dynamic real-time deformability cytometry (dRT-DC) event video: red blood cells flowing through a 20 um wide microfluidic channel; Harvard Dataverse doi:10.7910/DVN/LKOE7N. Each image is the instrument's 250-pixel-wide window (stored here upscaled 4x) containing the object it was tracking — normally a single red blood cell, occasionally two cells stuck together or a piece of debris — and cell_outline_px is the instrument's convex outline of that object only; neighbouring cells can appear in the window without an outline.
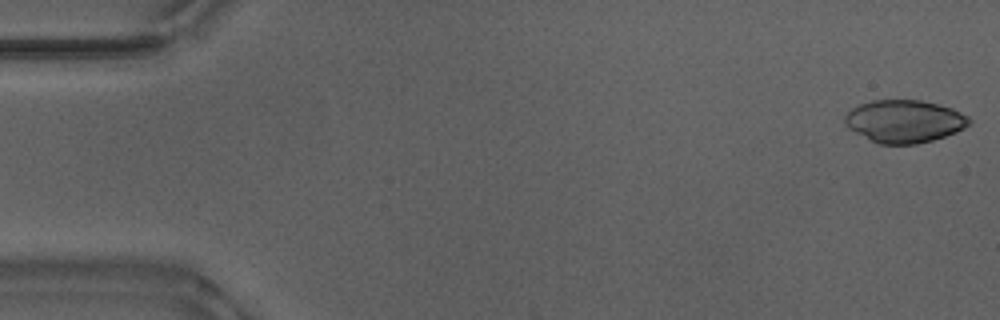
{"species": "Egyptian fruit bat (a non-hibernating species)", "species_latin": "Rousettus aegyptiacus", "temperature_condition": "warm", "stored_images_in_passage": 42, "camera_frame_rate_fps": 3000, "um_per_image_px": 0.085, "animal": {"sex": "male"}, "frame": {"image": 1, "passage_image": 1, "time_ms": 0.0, "image_size_px": [1000, 320], "cell_outline_px": [[972, 120], [964, 128], [956, 132], [932, 140], [916, 144], [880, 144], [848, 128], [844, 124], [844, 116], [852, 108], [860, 104], [872, 100], [920, 100], [940, 104], [952, 108], [968, 116]], "centroid_in_image_um": [76.87, 10.3], "position_along_channel_um": 8.1, "area_um2": 30.81}}
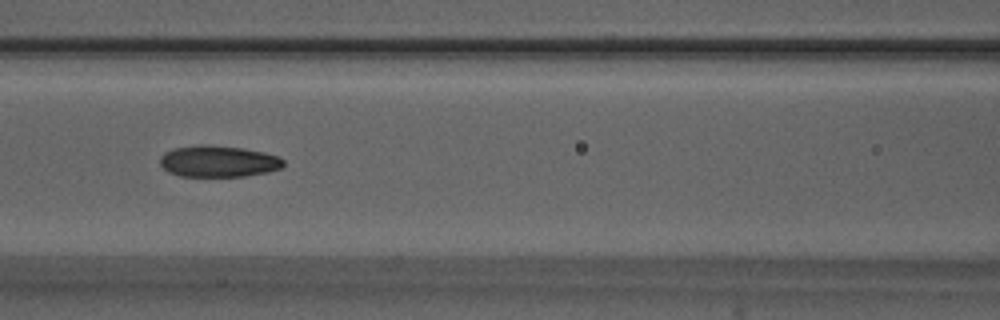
{"frame": {"image": 2, "passage_image": 12, "time_ms": 3.667, "image_size_px": [1000, 320], "cell_outline_px": [[284, 164], [280, 168], [268, 172], [244, 176], [180, 176], [168, 172], [160, 164], [160, 156], [164, 152], [172, 148], [200, 144], [208, 144], [244, 148], [264, 152], [276, 156], [284, 160]], "centroid_in_image_um": [18.53, 13.7], "position_along_channel_um": 148.1, "area_um2": 22.77}}
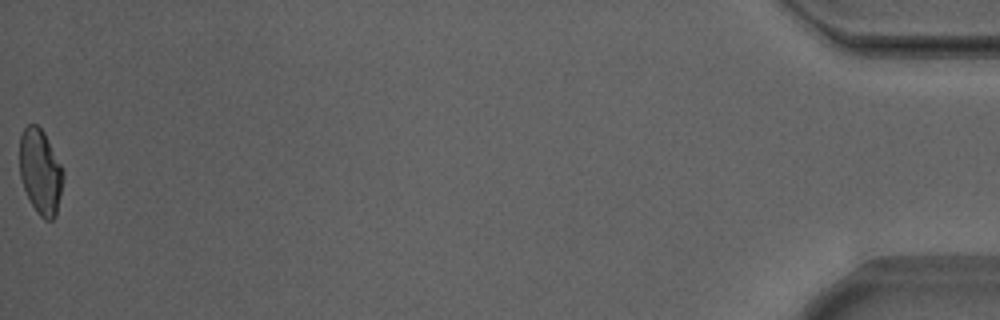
{"frame": {"image": 3, "passage_image": 42, "time_ms": 13.667, "image_size_px": [1000, 320], "cell_outline_px": [[64, 176], [56, 216], [52, 220], [44, 220], [36, 212], [24, 188], [20, 176], [20, 136], [24, 128], [28, 124], [36, 124], [44, 132], [64, 168]], "centroid_in_image_um": [3.45, 14.59], "position_along_channel_um": 431.7, "area_um2": 21.73}, "authors_computed_cell_mechanics": {"area_um2": 22.3975, "velocity_mm_per_s": 3.8828, "shape_relaxation_time_tau1_ms": null, "shape_relaxation_time_tau2_ms": 2.4625, "deformation_change_tau1": null, "deformation_change_tau2": 0.0875}}